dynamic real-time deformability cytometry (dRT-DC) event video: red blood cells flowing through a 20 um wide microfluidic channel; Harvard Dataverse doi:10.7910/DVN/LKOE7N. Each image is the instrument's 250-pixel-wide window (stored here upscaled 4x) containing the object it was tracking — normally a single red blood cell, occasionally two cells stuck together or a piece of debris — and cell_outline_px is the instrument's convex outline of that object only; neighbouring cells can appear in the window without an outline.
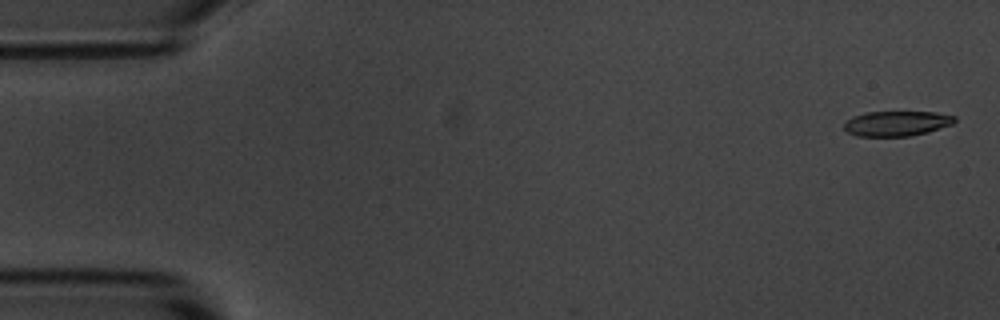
{"species": "common noctule bat (a hibernating species)", "species_latin": "Nyctalus noctula", "temperature_condition": "room temperature", "stored_images_in_passage": 5, "camera_frame_rate_fps": 3000, "um_per_image_px": 0.085, "animal": {"sex": "male", "body_mass_g": 20.1, "forearm_length_mm": 53.5}, "frame": {"image": 1, "passage_image": 1, "time_ms": 0.0, "image_size_px": [1000, 320], "cell_outline_px": [[956, 120], [952, 124], [928, 132], [908, 136], [856, 136], [848, 132], [844, 128], [844, 124], [852, 116], [864, 112], [936, 112], [956, 116]], "centroid_in_image_um": [76.22, 10.49], "position_along_channel_um": 8.8, "area_um2": 16.13}}
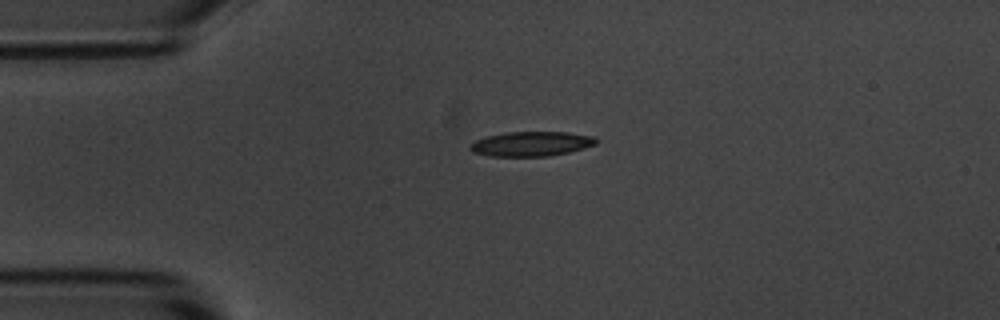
{"frame": {"image": 2, "passage_image": 4, "time_ms": 3.667, "image_size_px": [1000, 320], "cell_outline_px": [[596, 144], [584, 148], [568, 152], [548, 156], [492, 156], [472, 152], [468, 148], [468, 144], [476, 140], [488, 136], [508, 132], [568, 132], [596, 136]], "centroid_in_image_um": [45.15, 12.22], "position_along_channel_um": 39.8, "area_um2": 18.09}}